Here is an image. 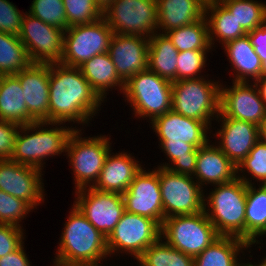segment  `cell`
Wrapping results in <instances>:
<instances>
[{
	"label": "cell",
	"mask_w": 266,
	"mask_h": 266,
	"mask_svg": "<svg viewBox=\"0 0 266 266\" xmlns=\"http://www.w3.org/2000/svg\"><path fill=\"white\" fill-rule=\"evenodd\" d=\"M196 159L197 157H184V158H177L173 164L174 167L170 165H163L159 166L162 168H168L170 171L179 173L182 175H189L192 176L196 169Z\"/></svg>",
	"instance_id": "45"
},
{
	"label": "cell",
	"mask_w": 266,
	"mask_h": 266,
	"mask_svg": "<svg viewBox=\"0 0 266 266\" xmlns=\"http://www.w3.org/2000/svg\"><path fill=\"white\" fill-rule=\"evenodd\" d=\"M158 28L165 33L193 24L206 16L203 0H156Z\"/></svg>",
	"instance_id": "24"
},
{
	"label": "cell",
	"mask_w": 266,
	"mask_h": 266,
	"mask_svg": "<svg viewBox=\"0 0 266 266\" xmlns=\"http://www.w3.org/2000/svg\"><path fill=\"white\" fill-rule=\"evenodd\" d=\"M224 46L233 69L237 70L235 82H247L246 76H251L256 81L264 75L262 63L248 35L231 40Z\"/></svg>",
	"instance_id": "26"
},
{
	"label": "cell",
	"mask_w": 266,
	"mask_h": 266,
	"mask_svg": "<svg viewBox=\"0 0 266 266\" xmlns=\"http://www.w3.org/2000/svg\"><path fill=\"white\" fill-rule=\"evenodd\" d=\"M220 85L204 78L172 82V110L207 125L220 112Z\"/></svg>",
	"instance_id": "5"
},
{
	"label": "cell",
	"mask_w": 266,
	"mask_h": 266,
	"mask_svg": "<svg viewBox=\"0 0 266 266\" xmlns=\"http://www.w3.org/2000/svg\"><path fill=\"white\" fill-rule=\"evenodd\" d=\"M65 32L60 63L70 67H79L95 55L108 53L114 34L104 17L93 23L70 26Z\"/></svg>",
	"instance_id": "7"
},
{
	"label": "cell",
	"mask_w": 266,
	"mask_h": 266,
	"mask_svg": "<svg viewBox=\"0 0 266 266\" xmlns=\"http://www.w3.org/2000/svg\"><path fill=\"white\" fill-rule=\"evenodd\" d=\"M203 1H205L206 3H208V2H213L215 0H203Z\"/></svg>",
	"instance_id": "53"
},
{
	"label": "cell",
	"mask_w": 266,
	"mask_h": 266,
	"mask_svg": "<svg viewBox=\"0 0 266 266\" xmlns=\"http://www.w3.org/2000/svg\"><path fill=\"white\" fill-rule=\"evenodd\" d=\"M206 51L189 50L178 52L177 80L195 79L196 73L201 72L205 65Z\"/></svg>",
	"instance_id": "40"
},
{
	"label": "cell",
	"mask_w": 266,
	"mask_h": 266,
	"mask_svg": "<svg viewBox=\"0 0 266 266\" xmlns=\"http://www.w3.org/2000/svg\"><path fill=\"white\" fill-rule=\"evenodd\" d=\"M40 172L41 169L11 159L0 160V189L34 208L43 199Z\"/></svg>",
	"instance_id": "17"
},
{
	"label": "cell",
	"mask_w": 266,
	"mask_h": 266,
	"mask_svg": "<svg viewBox=\"0 0 266 266\" xmlns=\"http://www.w3.org/2000/svg\"><path fill=\"white\" fill-rule=\"evenodd\" d=\"M261 138L266 142V121L261 127Z\"/></svg>",
	"instance_id": "51"
},
{
	"label": "cell",
	"mask_w": 266,
	"mask_h": 266,
	"mask_svg": "<svg viewBox=\"0 0 266 266\" xmlns=\"http://www.w3.org/2000/svg\"><path fill=\"white\" fill-rule=\"evenodd\" d=\"M110 155L109 152L97 182L91 187L102 192L123 194L142 167L129 154Z\"/></svg>",
	"instance_id": "22"
},
{
	"label": "cell",
	"mask_w": 266,
	"mask_h": 266,
	"mask_svg": "<svg viewBox=\"0 0 266 266\" xmlns=\"http://www.w3.org/2000/svg\"><path fill=\"white\" fill-rule=\"evenodd\" d=\"M65 31L25 14L19 38L25 45L32 63H60L63 56Z\"/></svg>",
	"instance_id": "13"
},
{
	"label": "cell",
	"mask_w": 266,
	"mask_h": 266,
	"mask_svg": "<svg viewBox=\"0 0 266 266\" xmlns=\"http://www.w3.org/2000/svg\"><path fill=\"white\" fill-rule=\"evenodd\" d=\"M103 17L115 34L150 38L158 28L156 0H113Z\"/></svg>",
	"instance_id": "8"
},
{
	"label": "cell",
	"mask_w": 266,
	"mask_h": 266,
	"mask_svg": "<svg viewBox=\"0 0 266 266\" xmlns=\"http://www.w3.org/2000/svg\"><path fill=\"white\" fill-rule=\"evenodd\" d=\"M123 92L135 114L151 121L172 110V82L149 69L132 76Z\"/></svg>",
	"instance_id": "6"
},
{
	"label": "cell",
	"mask_w": 266,
	"mask_h": 266,
	"mask_svg": "<svg viewBox=\"0 0 266 266\" xmlns=\"http://www.w3.org/2000/svg\"><path fill=\"white\" fill-rule=\"evenodd\" d=\"M248 265H249V266H266V258H265L264 261H262V263L259 264V265H253V264H250V263H248Z\"/></svg>",
	"instance_id": "52"
},
{
	"label": "cell",
	"mask_w": 266,
	"mask_h": 266,
	"mask_svg": "<svg viewBox=\"0 0 266 266\" xmlns=\"http://www.w3.org/2000/svg\"><path fill=\"white\" fill-rule=\"evenodd\" d=\"M23 14L8 0H0V32L19 36Z\"/></svg>",
	"instance_id": "42"
},
{
	"label": "cell",
	"mask_w": 266,
	"mask_h": 266,
	"mask_svg": "<svg viewBox=\"0 0 266 266\" xmlns=\"http://www.w3.org/2000/svg\"><path fill=\"white\" fill-rule=\"evenodd\" d=\"M73 210L62 233L55 264L58 266H98L109 255L107 238L97 230L80 210Z\"/></svg>",
	"instance_id": "2"
},
{
	"label": "cell",
	"mask_w": 266,
	"mask_h": 266,
	"mask_svg": "<svg viewBox=\"0 0 266 266\" xmlns=\"http://www.w3.org/2000/svg\"><path fill=\"white\" fill-rule=\"evenodd\" d=\"M255 83L256 84L260 83L258 91H259L261 99L264 101L266 105V75H263L260 79H257Z\"/></svg>",
	"instance_id": "48"
},
{
	"label": "cell",
	"mask_w": 266,
	"mask_h": 266,
	"mask_svg": "<svg viewBox=\"0 0 266 266\" xmlns=\"http://www.w3.org/2000/svg\"><path fill=\"white\" fill-rule=\"evenodd\" d=\"M246 33L266 22V5L253 0H219Z\"/></svg>",
	"instance_id": "35"
},
{
	"label": "cell",
	"mask_w": 266,
	"mask_h": 266,
	"mask_svg": "<svg viewBox=\"0 0 266 266\" xmlns=\"http://www.w3.org/2000/svg\"><path fill=\"white\" fill-rule=\"evenodd\" d=\"M160 241L151 244L137 258L142 266H194V257Z\"/></svg>",
	"instance_id": "34"
},
{
	"label": "cell",
	"mask_w": 266,
	"mask_h": 266,
	"mask_svg": "<svg viewBox=\"0 0 266 266\" xmlns=\"http://www.w3.org/2000/svg\"><path fill=\"white\" fill-rule=\"evenodd\" d=\"M76 190L77 201L75 206L87 220L106 238L114 230L125 212L122 194L102 192L90 187Z\"/></svg>",
	"instance_id": "14"
},
{
	"label": "cell",
	"mask_w": 266,
	"mask_h": 266,
	"mask_svg": "<svg viewBox=\"0 0 266 266\" xmlns=\"http://www.w3.org/2000/svg\"><path fill=\"white\" fill-rule=\"evenodd\" d=\"M233 84L231 89L220 88L218 115L247 121L261 128L266 121V105L260 97L258 84L252 85L254 89L247 82L234 81Z\"/></svg>",
	"instance_id": "15"
},
{
	"label": "cell",
	"mask_w": 266,
	"mask_h": 266,
	"mask_svg": "<svg viewBox=\"0 0 266 266\" xmlns=\"http://www.w3.org/2000/svg\"><path fill=\"white\" fill-rule=\"evenodd\" d=\"M32 209L27 202L0 189V223L20 227L18 221Z\"/></svg>",
	"instance_id": "38"
},
{
	"label": "cell",
	"mask_w": 266,
	"mask_h": 266,
	"mask_svg": "<svg viewBox=\"0 0 266 266\" xmlns=\"http://www.w3.org/2000/svg\"><path fill=\"white\" fill-rule=\"evenodd\" d=\"M237 167L216 146L205 144L198 148L196 169L193 176H197L199 185L202 182L215 185L233 181L237 178ZM200 180V181H199Z\"/></svg>",
	"instance_id": "23"
},
{
	"label": "cell",
	"mask_w": 266,
	"mask_h": 266,
	"mask_svg": "<svg viewBox=\"0 0 266 266\" xmlns=\"http://www.w3.org/2000/svg\"><path fill=\"white\" fill-rule=\"evenodd\" d=\"M122 195L126 212L148 217L162 225L165 217L158 170L146 172L141 168Z\"/></svg>",
	"instance_id": "16"
},
{
	"label": "cell",
	"mask_w": 266,
	"mask_h": 266,
	"mask_svg": "<svg viewBox=\"0 0 266 266\" xmlns=\"http://www.w3.org/2000/svg\"><path fill=\"white\" fill-rule=\"evenodd\" d=\"M178 50L166 34H154L149 38L148 69L160 77L177 81Z\"/></svg>",
	"instance_id": "27"
},
{
	"label": "cell",
	"mask_w": 266,
	"mask_h": 266,
	"mask_svg": "<svg viewBox=\"0 0 266 266\" xmlns=\"http://www.w3.org/2000/svg\"><path fill=\"white\" fill-rule=\"evenodd\" d=\"M49 95V123H87L103 101L79 67L61 63L50 64Z\"/></svg>",
	"instance_id": "1"
},
{
	"label": "cell",
	"mask_w": 266,
	"mask_h": 266,
	"mask_svg": "<svg viewBox=\"0 0 266 266\" xmlns=\"http://www.w3.org/2000/svg\"><path fill=\"white\" fill-rule=\"evenodd\" d=\"M32 64L25 45L15 35L0 32V75H12Z\"/></svg>",
	"instance_id": "33"
},
{
	"label": "cell",
	"mask_w": 266,
	"mask_h": 266,
	"mask_svg": "<svg viewBox=\"0 0 266 266\" xmlns=\"http://www.w3.org/2000/svg\"><path fill=\"white\" fill-rule=\"evenodd\" d=\"M0 120L19 126L35 122L28 115L23 89L15 74L0 75Z\"/></svg>",
	"instance_id": "25"
},
{
	"label": "cell",
	"mask_w": 266,
	"mask_h": 266,
	"mask_svg": "<svg viewBox=\"0 0 266 266\" xmlns=\"http://www.w3.org/2000/svg\"><path fill=\"white\" fill-rule=\"evenodd\" d=\"M262 63L263 74L266 75V49L255 50Z\"/></svg>",
	"instance_id": "49"
},
{
	"label": "cell",
	"mask_w": 266,
	"mask_h": 266,
	"mask_svg": "<svg viewBox=\"0 0 266 266\" xmlns=\"http://www.w3.org/2000/svg\"><path fill=\"white\" fill-rule=\"evenodd\" d=\"M161 238V226L155 220L125 211L107 237V249L109 254L123 249L137 259Z\"/></svg>",
	"instance_id": "11"
},
{
	"label": "cell",
	"mask_w": 266,
	"mask_h": 266,
	"mask_svg": "<svg viewBox=\"0 0 266 266\" xmlns=\"http://www.w3.org/2000/svg\"><path fill=\"white\" fill-rule=\"evenodd\" d=\"M69 26L93 23L103 17L94 0H63Z\"/></svg>",
	"instance_id": "37"
},
{
	"label": "cell",
	"mask_w": 266,
	"mask_h": 266,
	"mask_svg": "<svg viewBox=\"0 0 266 266\" xmlns=\"http://www.w3.org/2000/svg\"><path fill=\"white\" fill-rule=\"evenodd\" d=\"M22 235L21 227L0 223V258L14 252L23 244Z\"/></svg>",
	"instance_id": "43"
},
{
	"label": "cell",
	"mask_w": 266,
	"mask_h": 266,
	"mask_svg": "<svg viewBox=\"0 0 266 266\" xmlns=\"http://www.w3.org/2000/svg\"><path fill=\"white\" fill-rule=\"evenodd\" d=\"M255 50L266 49V22L247 33Z\"/></svg>",
	"instance_id": "47"
},
{
	"label": "cell",
	"mask_w": 266,
	"mask_h": 266,
	"mask_svg": "<svg viewBox=\"0 0 266 266\" xmlns=\"http://www.w3.org/2000/svg\"><path fill=\"white\" fill-rule=\"evenodd\" d=\"M245 240L234 236H220L203 252L194 257V266H240L237 254L249 247Z\"/></svg>",
	"instance_id": "30"
},
{
	"label": "cell",
	"mask_w": 266,
	"mask_h": 266,
	"mask_svg": "<svg viewBox=\"0 0 266 266\" xmlns=\"http://www.w3.org/2000/svg\"><path fill=\"white\" fill-rule=\"evenodd\" d=\"M208 11L212 14L208 21L209 40L211 45L213 40L212 37H214L212 35L221 39L222 44L247 35L243 28L238 24L235 17L220 1L215 0L206 3L205 13L208 14Z\"/></svg>",
	"instance_id": "31"
},
{
	"label": "cell",
	"mask_w": 266,
	"mask_h": 266,
	"mask_svg": "<svg viewBox=\"0 0 266 266\" xmlns=\"http://www.w3.org/2000/svg\"><path fill=\"white\" fill-rule=\"evenodd\" d=\"M237 178L247 184L245 241L252 245L257 235L266 234V184L256 190L245 177Z\"/></svg>",
	"instance_id": "29"
},
{
	"label": "cell",
	"mask_w": 266,
	"mask_h": 266,
	"mask_svg": "<svg viewBox=\"0 0 266 266\" xmlns=\"http://www.w3.org/2000/svg\"><path fill=\"white\" fill-rule=\"evenodd\" d=\"M15 75L23 89L28 115L35 122H49L50 64L32 63Z\"/></svg>",
	"instance_id": "19"
},
{
	"label": "cell",
	"mask_w": 266,
	"mask_h": 266,
	"mask_svg": "<svg viewBox=\"0 0 266 266\" xmlns=\"http://www.w3.org/2000/svg\"><path fill=\"white\" fill-rule=\"evenodd\" d=\"M161 148L167 156L174 162L177 158L197 157L198 148L185 142H161Z\"/></svg>",
	"instance_id": "44"
},
{
	"label": "cell",
	"mask_w": 266,
	"mask_h": 266,
	"mask_svg": "<svg viewBox=\"0 0 266 266\" xmlns=\"http://www.w3.org/2000/svg\"><path fill=\"white\" fill-rule=\"evenodd\" d=\"M216 187L208 196L207 204H204L208 219L220 236H234L245 240L247 184L235 178ZM208 203L211 214L206 211Z\"/></svg>",
	"instance_id": "3"
},
{
	"label": "cell",
	"mask_w": 266,
	"mask_h": 266,
	"mask_svg": "<svg viewBox=\"0 0 266 266\" xmlns=\"http://www.w3.org/2000/svg\"><path fill=\"white\" fill-rule=\"evenodd\" d=\"M22 244L14 251L0 258V266H30Z\"/></svg>",
	"instance_id": "46"
},
{
	"label": "cell",
	"mask_w": 266,
	"mask_h": 266,
	"mask_svg": "<svg viewBox=\"0 0 266 266\" xmlns=\"http://www.w3.org/2000/svg\"><path fill=\"white\" fill-rule=\"evenodd\" d=\"M29 14L64 31L70 27L63 0H33Z\"/></svg>",
	"instance_id": "36"
},
{
	"label": "cell",
	"mask_w": 266,
	"mask_h": 266,
	"mask_svg": "<svg viewBox=\"0 0 266 266\" xmlns=\"http://www.w3.org/2000/svg\"><path fill=\"white\" fill-rule=\"evenodd\" d=\"M164 217L192 215L204 211V195L201 186L189 175L158 168Z\"/></svg>",
	"instance_id": "9"
},
{
	"label": "cell",
	"mask_w": 266,
	"mask_h": 266,
	"mask_svg": "<svg viewBox=\"0 0 266 266\" xmlns=\"http://www.w3.org/2000/svg\"><path fill=\"white\" fill-rule=\"evenodd\" d=\"M152 126L161 142H185L199 148L209 141L206 136L208 125L202 121L187 118L173 110L156 117Z\"/></svg>",
	"instance_id": "20"
},
{
	"label": "cell",
	"mask_w": 266,
	"mask_h": 266,
	"mask_svg": "<svg viewBox=\"0 0 266 266\" xmlns=\"http://www.w3.org/2000/svg\"><path fill=\"white\" fill-rule=\"evenodd\" d=\"M74 132V129L53 128L41 129L28 135L19 133L16 134L13 153L11 160L22 165H27L41 169L44 158L51 155H58L66 150L69 137ZM41 167V168H40Z\"/></svg>",
	"instance_id": "12"
},
{
	"label": "cell",
	"mask_w": 266,
	"mask_h": 266,
	"mask_svg": "<svg viewBox=\"0 0 266 266\" xmlns=\"http://www.w3.org/2000/svg\"><path fill=\"white\" fill-rule=\"evenodd\" d=\"M149 38L113 34L109 55L119 78L126 83L132 76L148 69Z\"/></svg>",
	"instance_id": "18"
},
{
	"label": "cell",
	"mask_w": 266,
	"mask_h": 266,
	"mask_svg": "<svg viewBox=\"0 0 266 266\" xmlns=\"http://www.w3.org/2000/svg\"><path fill=\"white\" fill-rule=\"evenodd\" d=\"M205 16L193 24L179 27L165 34L172 41L178 52L189 50H209L211 48L209 40L208 20Z\"/></svg>",
	"instance_id": "32"
},
{
	"label": "cell",
	"mask_w": 266,
	"mask_h": 266,
	"mask_svg": "<svg viewBox=\"0 0 266 266\" xmlns=\"http://www.w3.org/2000/svg\"><path fill=\"white\" fill-rule=\"evenodd\" d=\"M218 148L237 167L261 138V128L247 121L223 117Z\"/></svg>",
	"instance_id": "21"
},
{
	"label": "cell",
	"mask_w": 266,
	"mask_h": 266,
	"mask_svg": "<svg viewBox=\"0 0 266 266\" xmlns=\"http://www.w3.org/2000/svg\"><path fill=\"white\" fill-rule=\"evenodd\" d=\"M243 168L247 169L253 178L263 181V185L266 184V142L262 138L237 166V173L238 170L243 172Z\"/></svg>",
	"instance_id": "39"
},
{
	"label": "cell",
	"mask_w": 266,
	"mask_h": 266,
	"mask_svg": "<svg viewBox=\"0 0 266 266\" xmlns=\"http://www.w3.org/2000/svg\"><path fill=\"white\" fill-rule=\"evenodd\" d=\"M96 5L104 12L113 0H94Z\"/></svg>",
	"instance_id": "50"
},
{
	"label": "cell",
	"mask_w": 266,
	"mask_h": 266,
	"mask_svg": "<svg viewBox=\"0 0 266 266\" xmlns=\"http://www.w3.org/2000/svg\"><path fill=\"white\" fill-rule=\"evenodd\" d=\"M79 68L84 78L102 99L105 97V91L110 87L119 85L120 90L125 88V83L117 75L109 53L95 55Z\"/></svg>",
	"instance_id": "28"
},
{
	"label": "cell",
	"mask_w": 266,
	"mask_h": 266,
	"mask_svg": "<svg viewBox=\"0 0 266 266\" xmlns=\"http://www.w3.org/2000/svg\"><path fill=\"white\" fill-rule=\"evenodd\" d=\"M78 134H80L78 129L74 130L65 151L71 158L77 190L87 188L88 183L93 179L95 183L97 182L106 156L110 152L109 138L100 136L84 139Z\"/></svg>",
	"instance_id": "10"
},
{
	"label": "cell",
	"mask_w": 266,
	"mask_h": 266,
	"mask_svg": "<svg viewBox=\"0 0 266 266\" xmlns=\"http://www.w3.org/2000/svg\"><path fill=\"white\" fill-rule=\"evenodd\" d=\"M57 125L58 123H49V122H34L27 126H19L17 124L0 120V160L10 159L13 153V147L15 142V137L19 130L23 131H35L36 128L41 127V125ZM33 129V130H32Z\"/></svg>",
	"instance_id": "41"
},
{
	"label": "cell",
	"mask_w": 266,
	"mask_h": 266,
	"mask_svg": "<svg viewBox=\"0 0 266 266\" xmlns=\"http://www.w3.org/2000/svg\"><path fill=\"white\" fill-rule=\"evenodd\" d=\"M162 234L167 244L192 257L199 255L220 237L205 210L165 218L161 225Z\"/></svg>",
	"instance_id": "4"
}]
</instances>
